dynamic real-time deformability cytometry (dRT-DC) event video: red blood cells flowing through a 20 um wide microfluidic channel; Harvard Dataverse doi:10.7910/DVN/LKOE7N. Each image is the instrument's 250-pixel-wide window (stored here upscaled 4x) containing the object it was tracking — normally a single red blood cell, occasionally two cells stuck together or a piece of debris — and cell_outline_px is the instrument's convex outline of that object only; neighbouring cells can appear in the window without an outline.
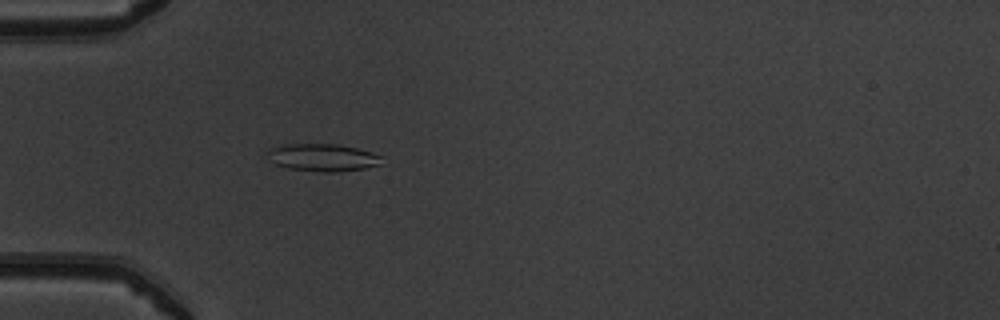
{"species": "common noctule bat (a hibernating species)", "species_latin": "Nyctalus noctula", "temperature_condition": "warm", "stored_images_in_passage": 45, "camera_frame_rate_fps": 3000, "um_per_image_px": 0.085, "animal": {"sex": "male", "body_mass_g": 19.5, "forearm_length_mm": 54.6}, "frame": {"image": 1, "passage_image": 10, "time_ms": 3.0, "image_size_px": [1000, 320], "cell_outline_px": [[384, 156], [380, 164], [364, 168], [340, 172], [324, 172], [288, 168], [276, 164], [268, 160], [264, 152], [268, 148], [284, 144], [336, 144], [356, 148]], "centroid_in_image_um": [27.37, 13.38], "position_along_channel_um": 57.6, "area_um2": 18.5}}
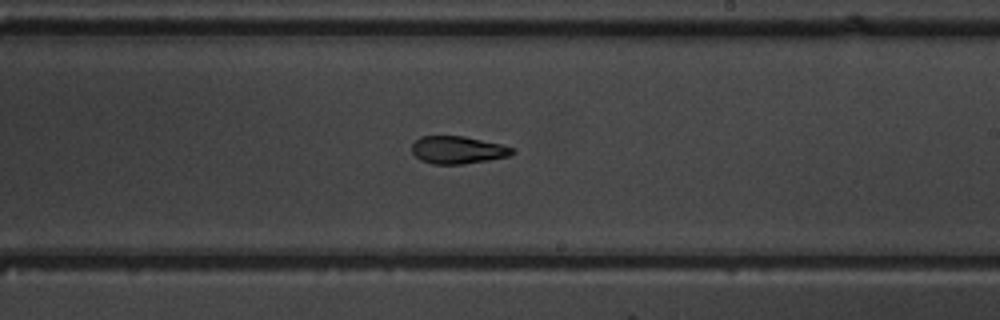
{"frame": {"image": 2, "passage_image": 25, "time_ms": 8.0, "image_size_px": [1000, 320], "cell_outline_px": [[516, 152], [508, 156], [488, 160], [460, 164], [432, 164], [420, 160], [412, 152], [412, 144], [420, 136], [464, 136], [500, 144], [516, 148]], "centroid_in_image_um": [38.91, 12.74], "position_along_channel_um": 250.1, "area_um2": 16.13}}
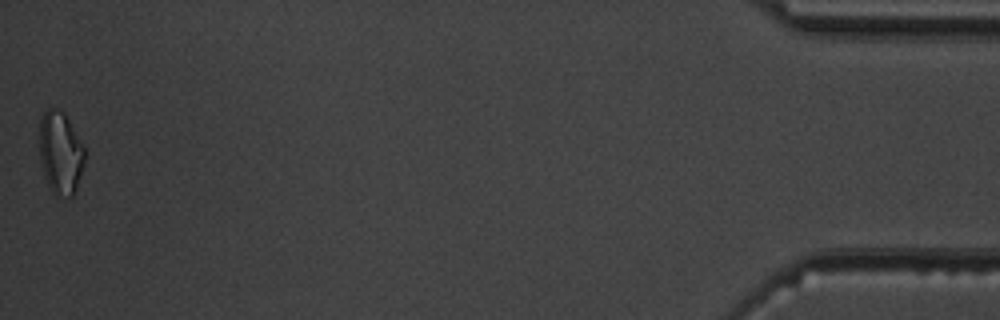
{"frame": {"image": 3, "passage_image": 45, "time_ms": 14.667, "image_size_px": [1000, 320], "cell_outline_px": [[84, 164], [76, 188], [72, 196], [56, 196], [52, 192], [44, 176], [40, 160], [40, 116], [48, 108], [56, 108], [64, 112], [84, 144]], "centroid_in_image_um": [5.14, 12.97], "position_along_channel_um": 430.1, "area_um2": 21.91}, "authors_computed_cell_mechanics": {"area_um2": 17.1666, "velocity_mm_per_s": 4.0115, "shape_relaxation_time_tau1_ms": 9.7782, "shape_relaxation_time_tau2_ms": 2.4781, "deformation_change_tau1": 0.2342, "deformation_change_tau2": 0.0947}}